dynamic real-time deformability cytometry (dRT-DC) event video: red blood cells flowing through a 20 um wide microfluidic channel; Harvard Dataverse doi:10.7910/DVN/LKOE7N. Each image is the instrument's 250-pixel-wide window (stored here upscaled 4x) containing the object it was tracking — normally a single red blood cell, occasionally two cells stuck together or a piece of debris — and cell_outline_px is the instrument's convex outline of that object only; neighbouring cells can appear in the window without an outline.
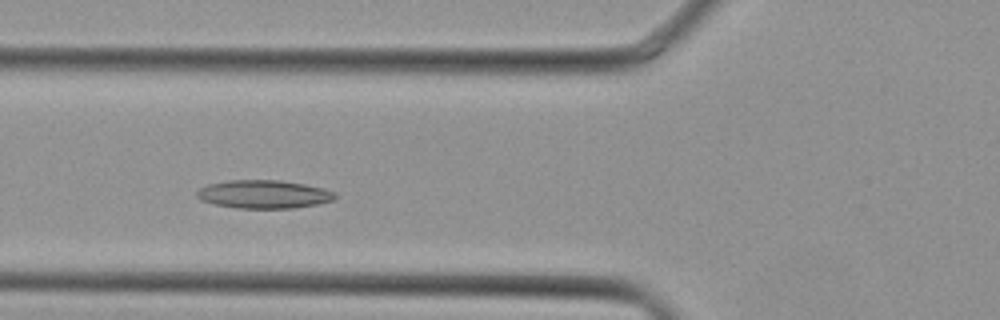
{"species": "Egyptian fruit bat (a non-hibernating species)", "species_latin": "Rousettus aegyptiacus", "temperature_condition": "cold", "stored_images_in_passage": 30, "camera_frame_rate_fps": 3000, "um_per_image_px": 0.085, "animal": {"sex": "female"}, "frame": {"image": 1, "passage_image": 2, "time_ms": 0.333, "image_size_px": [1000, 320], "cell_outline_px": [[336, 196], [332, 200], [316, 204], [292, 208], [236, 208], [216, 204], [200, 200], [196, 196], [196, 192], [200, 188], [208, 184], [228, 180], [280, 180], [304, 184], [324, 188], [336, 192]], "centroid_in_image_um": [22.41, 16.5], "position_along_channel_um": 103.4, "area_um2": 22.72}}
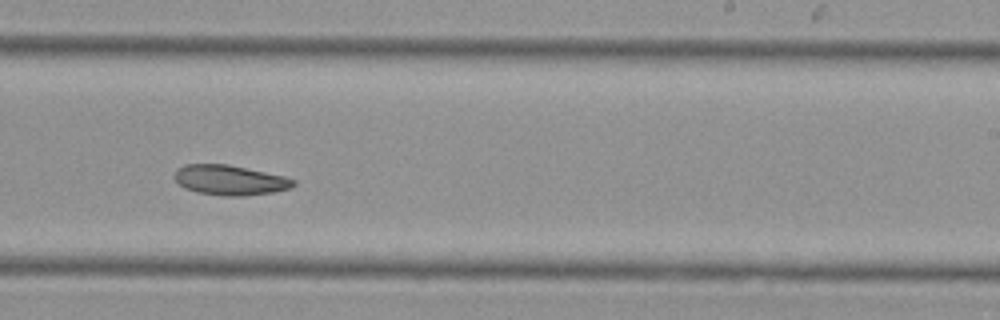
{"frame": {"image": 2, "passage_image": 13, "time_ms": 4.0, "image_size_px": [1000, 320], "cell_outline_px": [[296, 184], [292, 188], [272, 192], [244, 196], [224, 196], [196, 192], [184, 188], [172, 176], [176, 168], [184, 164], [228, 164], [284, 176], [296, 180]], "centroid_in_image_um": [19.52, 15.3], "position_along_channel_um": 269.5, "area_um2": 20.98}}
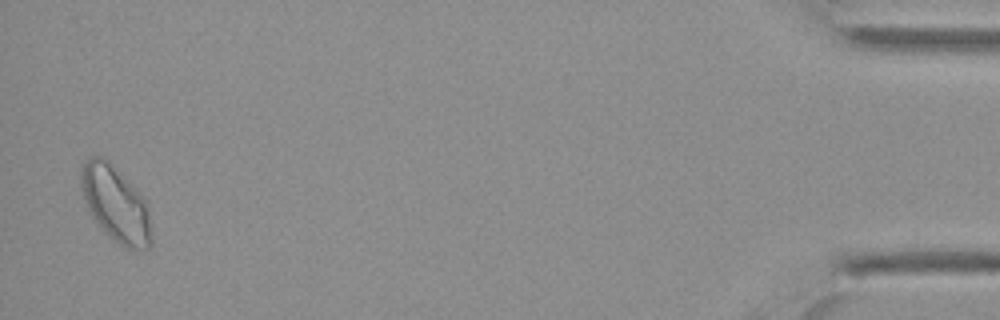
{"frame": {"image": 3, "passage_image": 29, "time_ms": 9.333, "image_size_px": [1000, 320], "cell_outline_px": [[152, 244], [144, 252], [124, 248], [100, 228], [92, 216], [88, 208], [80, 184], [80, 176], [84, 164], [92, 156], [100, 156], [108, 160], [148, 200], [152, 232]], "centroid_in_image_um": [9.9, 17.39], "position_along_channel_um": 425.3, "area_um2": 31.44}}